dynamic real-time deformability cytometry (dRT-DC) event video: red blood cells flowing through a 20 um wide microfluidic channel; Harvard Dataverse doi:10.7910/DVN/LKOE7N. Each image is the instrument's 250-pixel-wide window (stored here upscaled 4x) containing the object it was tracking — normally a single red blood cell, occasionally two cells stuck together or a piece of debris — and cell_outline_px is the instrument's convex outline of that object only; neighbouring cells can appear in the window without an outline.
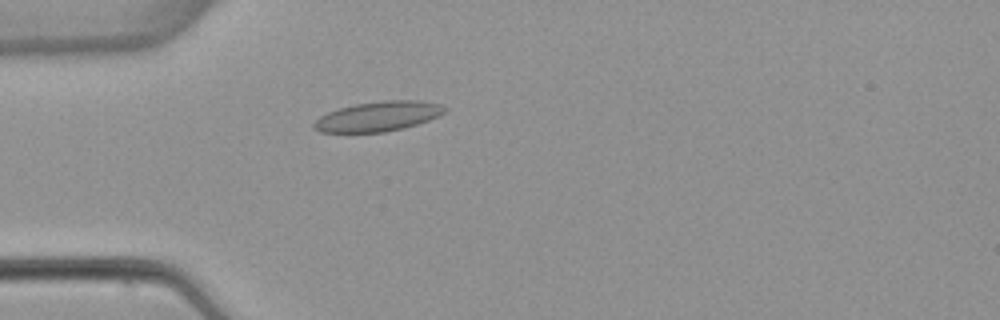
{"species": "common noctule bat (a hibernating species)", "species_latin": "Nyctalus noctula", "temperature_condition": "warm", "stored_images_in_passage": 4, "camera_frame_rate_fps": 3000, "um_per_image_px": 0.085, "animal": {"sex": "female", "body_mass_g": 22.7, "forearm_length_mm": 54.2}, "frame": {"image": 1, "passage_image": 4, "time_ms": 3.667, "image_size_px": [1000, 320], "cell_outline_px": [[448, 108], [440, 116], [404, 128], [384, 132], [320, 132], [312, 128], [312, 124], [320, 116], [328, 112], [340, 108], [356, 104], [384, 100], [420, 100], [440, 104]], "centroid_in_image_um": [32.15, 9.89], "position_along_channel_um": 52.8, "area_um2": 22.72}}